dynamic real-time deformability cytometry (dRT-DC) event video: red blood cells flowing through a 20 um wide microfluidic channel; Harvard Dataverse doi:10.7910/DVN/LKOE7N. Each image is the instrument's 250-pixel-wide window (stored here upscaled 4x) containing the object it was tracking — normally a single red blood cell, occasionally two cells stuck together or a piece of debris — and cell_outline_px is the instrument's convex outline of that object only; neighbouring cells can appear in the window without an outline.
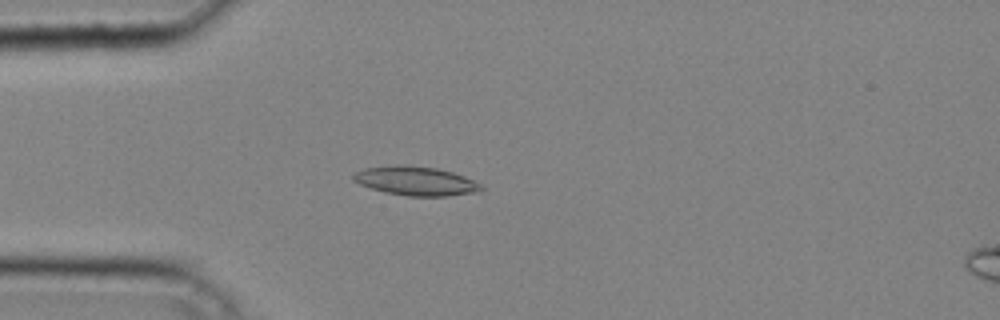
{"species": "common noctule bat (a hibernating species)", "species_latin": "Nyctalus noctula", "temperature_condition": "cold", "stored_images_in_passage": 32, "camera_frame_rate_fps": 3000, "um_per_image_px": 0.085, "animal": {"sex": "male", "body_mass_g": 20.4}, "frame": {"image": 1, "passage_image": 3, "time_ms": 0.667, "image_size_px": [1000, 320], "cell_outline_px": [[484, 188], [476, 192], [448, 196], [408, 196], [384, 192], [360, 184], [352, 180], [352, 172], [364, 168], [396, 164], [436, 168], [452, 172], [464, 176], [480, 184]], "centroid_in_image_um": [35.29, 15.38], "position_along_channel_um": 49.7, "area_um2": 21.62}}
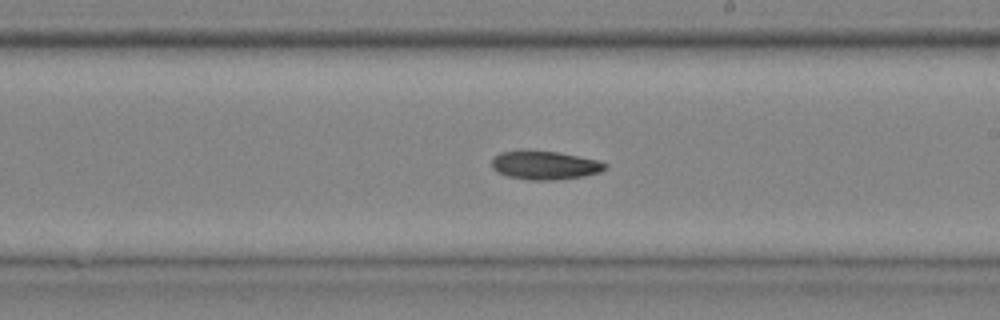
{"frame": {"image": 2, "passage_image": 16, "time_ms": 5.0, "image_size_px": [1000, 320], "cell_outline_px": [[608, 168], [600, 172], [584, 176], [552, 180], [528, 180], [508, 176], [492, 168], [492, 160], [500, 152], [560, 152], [600, 160], [608, 164]], "centroid_in_image_um": [46.41, 14.06], "position_along_channel_um": 242.6, "area_um2": 18.55}}
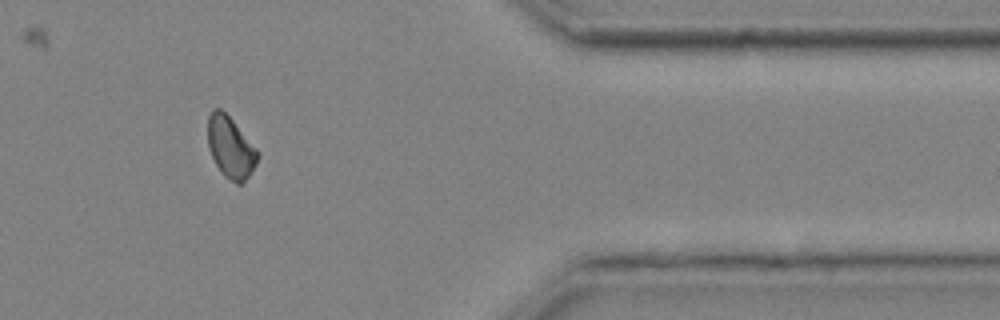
{"frame": {"image": 3, "passage_image": 27, "time_ms": 8.667, "image_size_px": [1000, 320], "cell_outline_px": [[260, 156], [256, 164], [248, 176], [240, 184], [236, 184], [224, 176], [220, 172], [212, 156], [208, 144], [208, 116], [212, 108], [220, 108], [232, 120], [260, 152]], "centroid_in_image_um": [19.6, 12.53], "position_along_channel_um": 391.8, "area_um2": 17.74}}